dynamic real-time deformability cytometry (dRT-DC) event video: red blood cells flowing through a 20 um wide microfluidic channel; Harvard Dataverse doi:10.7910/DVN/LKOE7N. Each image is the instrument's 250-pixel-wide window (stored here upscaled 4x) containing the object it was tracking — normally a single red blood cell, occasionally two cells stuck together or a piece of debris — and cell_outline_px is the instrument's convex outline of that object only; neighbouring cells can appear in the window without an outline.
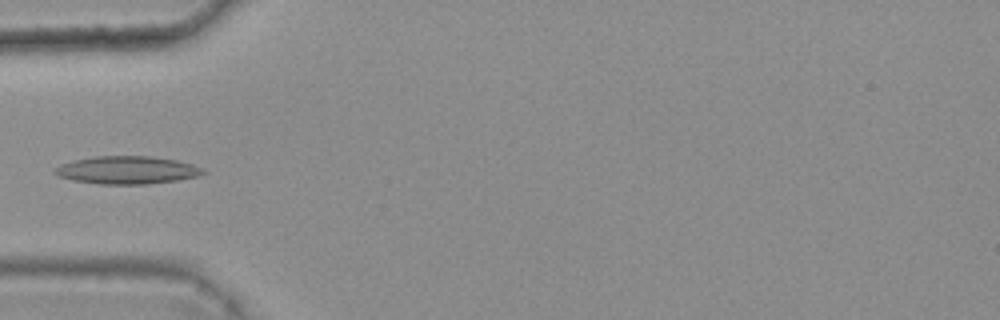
{"species": "common noctule bat (a hibernating species)", "species_latin": "Nyctalus noctula", "temperature_condition": "warm", "stored_images_in_passage": 5, "camera_frame_rate_fps": 3000, "um_per_image_px": 0.085, "animal": {"sex": "female", "body_mass_g": 25.1}, "frame": {"image": 1, "passage_image": 4, "time_ms": 1.0, "image_size_px": [1000, 320], "cell_outline_px": [[208, 172], [196, 176], [176, 180], [148, 184], [96, 184], [72, 180], [60, 176], [52, 172], [52, 168], [60, 164], [72, 160], [96, 156], [152, 156], [176, 160], [192, 164]], "centroid_in_image_um": [10.74, 14.45], "position_along_channel_um": 74.3, "area_um2": 24.1}}
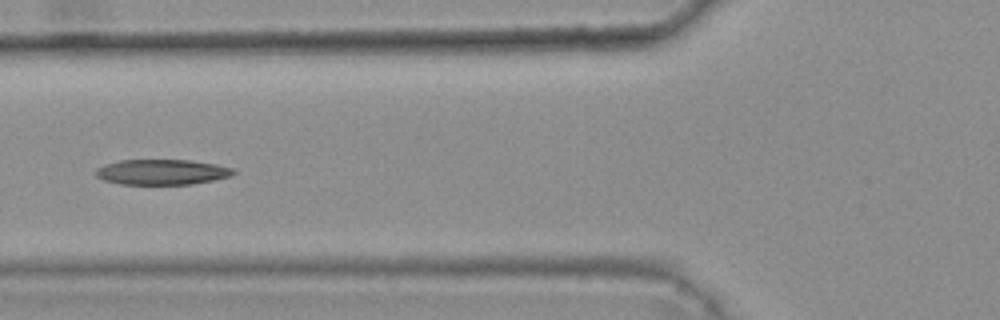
{"frame": {"image": 2, "passage_image": 5, "time_ms": 1.333, "image_size_px": [1000, 320], "cell_outline_px": [[236, 172], [228, 176], [212, 180], [192, 184], [120, 184], [104, 180], [96, 176], [96, 168], [104, 164], [120, 160], [188, 160], [216, 164], [232, 168]], "centroid_in_image_um": [13.72, 14.62], "position_along_channel_um": 112.1, "area_um2": 20.17}}